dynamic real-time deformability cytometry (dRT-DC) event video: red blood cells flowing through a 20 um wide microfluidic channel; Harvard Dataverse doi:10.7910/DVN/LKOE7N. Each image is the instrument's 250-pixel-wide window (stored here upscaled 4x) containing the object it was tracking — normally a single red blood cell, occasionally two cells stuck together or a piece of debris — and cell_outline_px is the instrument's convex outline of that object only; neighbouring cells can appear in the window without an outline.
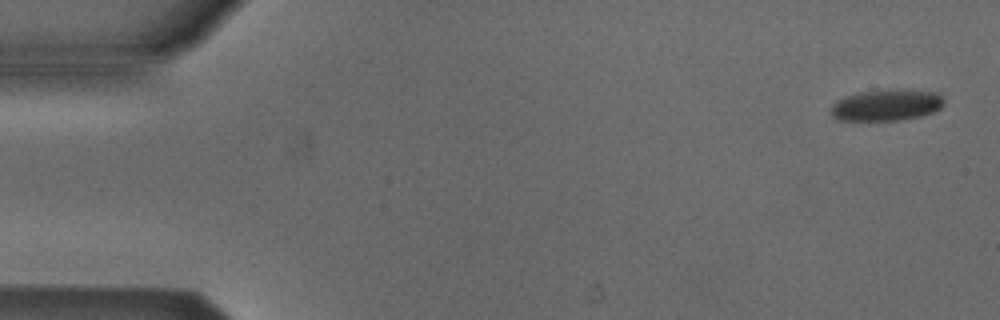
{"species": "Egyptian fruit bat (a non-hibernating species)", "species_latin": "Rousettus aegyptiacus", "temperature_condition": "cold", "stored_images_in_passage": 5, "camera_frame_rate_fps": 3000, "um_per_image_px": 0.085, "animal": {"sex": "male"}, "frame": {"image": 1, "passage_image": 1, "time_ms": 0.0, "image_size_px": [1000, 320], "cell_outline_px": [[944, 104], [940, 108], [932, 112], [920, 116], [900, 120], [836, 120], [832, 116], [828, 108], [836, 100], [860, 92], [936, 92], [944, 100]], "centroid_in_image_um": [75.26, 8.99], "position_along_channel_um": 9.7, "area_um2": 19.77}}
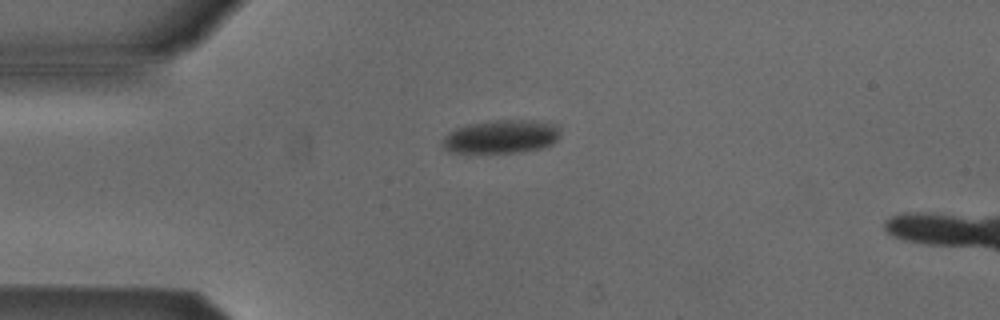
{"frame": {"image": 2, "passage_image": 4, "time_ms": 1.0, "image_size_px": [1000, 320], "cell_outline_px": [[560, 136], [552, 144], [540, 148], [516, 152], [448, 152], [440, 144], [444, 136], [448, 132], [456, 128], [472, 124], [496, 120], [532, 120], [556, 124], [560, 128]], "centroid_in_image_um": [42.6, 11.61], "position_along_channel_um": 42.4, "area_um2": 22.83}}